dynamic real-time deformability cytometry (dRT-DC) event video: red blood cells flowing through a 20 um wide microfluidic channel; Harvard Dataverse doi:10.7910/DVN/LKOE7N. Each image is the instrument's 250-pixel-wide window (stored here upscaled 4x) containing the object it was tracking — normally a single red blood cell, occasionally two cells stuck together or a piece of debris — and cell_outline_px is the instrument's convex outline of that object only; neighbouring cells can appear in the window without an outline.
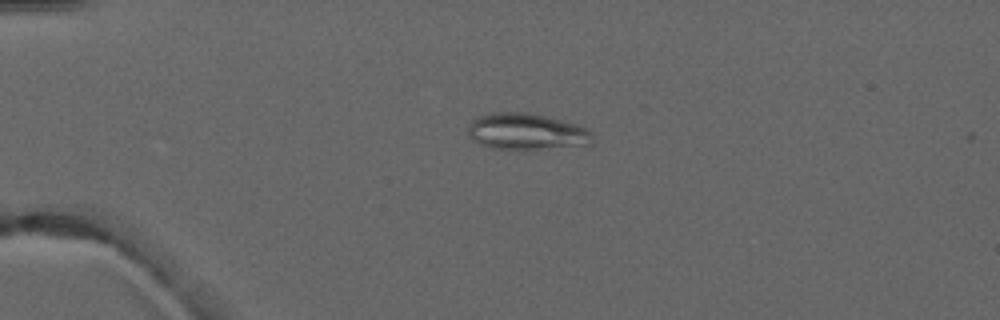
{"species": "common noctule bat (a hibernating species)", "species_latin": "Nyctalus noctula", "temperature_condition": "warm", "stored_images_in_passage": 4, "camera_frame_rate_fps": 3000, "um_per_image_px": 0.085, "animal": {"sex": "male", "forearm_length_mm": 52.5}, "frame": {"image": 1, "passage_image": 3, "time_ms": 2.333, "image_size_px": [1000, 320], "cell_outline_px": [[592, 144], [536, 148], [492, 148], [480, 144], [472, 140], [468, 132], [468, 128], [472, 120], [476, 116], [492, 112], [524, 112], [544, 116], [560, 120], [584, 128], [592, 132]], "centroid_in_image_um": [44.67, 11.16], "position_along_channel_um": 40.3, "area_um2": 25.72}}